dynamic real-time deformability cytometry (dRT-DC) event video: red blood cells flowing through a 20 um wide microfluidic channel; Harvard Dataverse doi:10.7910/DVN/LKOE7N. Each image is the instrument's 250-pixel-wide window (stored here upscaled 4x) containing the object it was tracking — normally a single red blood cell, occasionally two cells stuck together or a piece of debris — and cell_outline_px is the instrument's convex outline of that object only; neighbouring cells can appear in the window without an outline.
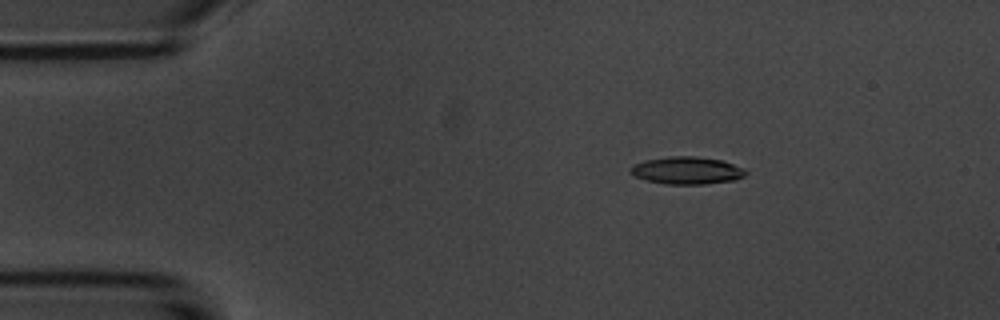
{"species": "common noctule bat (a hibernating species)", "species_latin": "Nyctalus noctula", "temperature_condition": "room temperature", "stored_images_in_passage": 5, "camera_frame_rate_fps": 3000, "um_per_image_px": 0.085, "animal": {"sex": "male", "body_mass_g": 20.1, "forearm_length_mm": 53.5}, "frame": {"image": 1, "passage_image": 3, "time_ms": 2.667, "image_size_px": [1000, 320], "cell_outline_px": [[748, 172], [744, 176], [736, 180], [704, 184], [668, 184], [648, 180], [636, 176], [628, 172], [628, 168], [632, 164], [644, 160], [668, 156], [696, 156], [720, 160], [744, 168]], "centroid_in_image_um": [58.36, 14.48], "position_along_channel_um": 26.6, "area_um2": 18.5}}
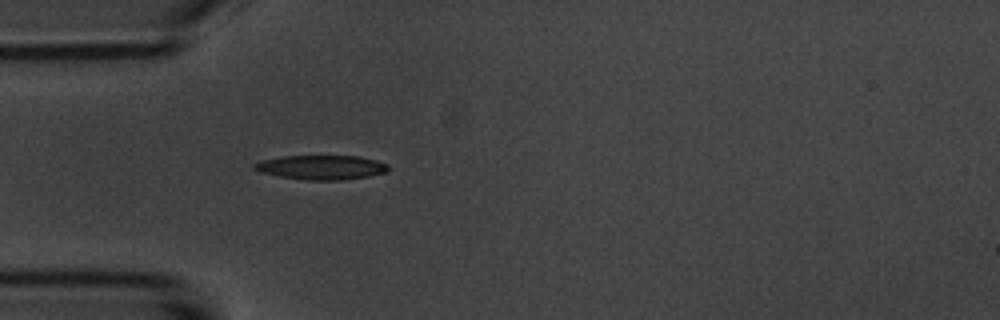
{"frame": {"image": 2, "passage_image": 5, "time_ms": 5.0, "image_size_px": [1000, 320], "cell_outline_px": [[388, 172], [368, 176], [344, 180], [304, 180], [280, 176], [260, 172], [252, 168], [252, 164], [264, 160], [280, 156], [360, 156], [376, 160], [388, 164]], "centroid_in_image_um": [27.32, 14.22], "position_along_channel_um": 57.7, "area_um2": 19.07}}